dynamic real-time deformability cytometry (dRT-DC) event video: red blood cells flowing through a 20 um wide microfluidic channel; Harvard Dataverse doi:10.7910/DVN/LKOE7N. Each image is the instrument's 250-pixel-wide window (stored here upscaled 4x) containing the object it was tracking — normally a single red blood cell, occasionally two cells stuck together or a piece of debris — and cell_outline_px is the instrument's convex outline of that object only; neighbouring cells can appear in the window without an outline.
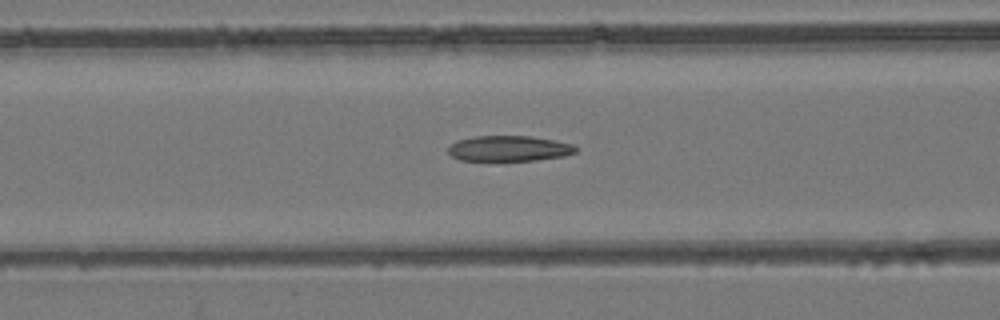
{"species": "common noctule bat (a hibernating species)", "species_latin": "Nyctalus noctula", "temperature_condition": "room temperature", "stored_images_in_passage": 55, "camera_frame_rate_fps": 3000, "um_per_image_px": 0.085, "animal": {"sex": "female", "body_mass_g": 24.6, "forearm_length_mm": 56.2}, "frame": {"image": 1, "passage_image": 23, "time_ms": 7.333, "image_size_px": [1000, 320], "cell_outline_px": [[576, 152], [564, 156], [536, 160], [460, 160], [452, 156], [448, 152], [448, 148], [456, 140], [472, 136], [532, 136], [572, 144], [576, 148]], "centroid_in_image_um": [43.24, 12.61], "position_along_channel_um": 123.4, "area_um2": 18.84}}
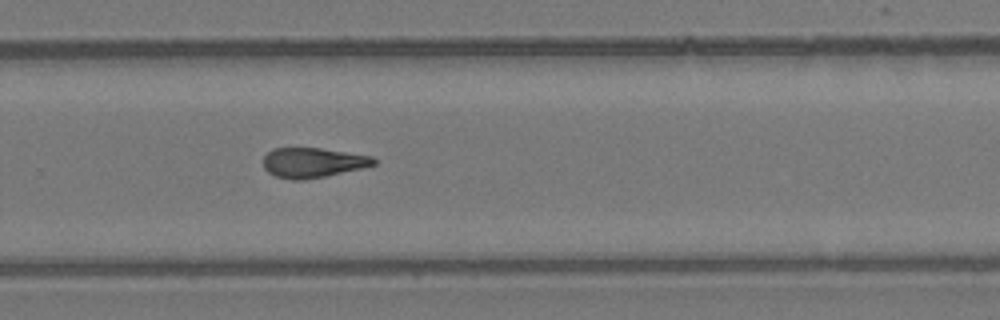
{"frame": {"image": 2, "passage_image": 37, "time_ms": 12.0, "image_size_px": [1000, 320], "cell_outline_px": [[376, 164], [364, 168], [324, 176], [300, 180], [292, 180], [276, 176], [268, 172], [264, 168], [264, 156], [272, 148], [320, 148], [372, 156], [376, 160]], "centroid_in_image_um": [26.59, 13.82], "position_along_channel_um": 303.2, "area_um2": 19.13}}
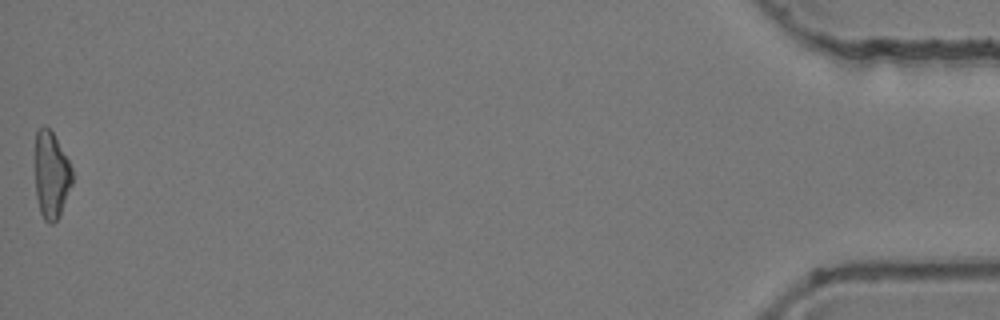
{"frame": {"image": 3, "passage_image": 55, "time_ms": 18.0, "image_size_px": [1000, 320], "cell_outline_px": [[72, 184], [60, 216], [52, 224], [48, 224], [44, 220], [40, 212], [36, 196], [36, 128], [44, 124], [52, 132], [68, 160], [72, 168]], "centroid_in_image_um": [4.36, 14.9], "position_along_channel_um": 430.8, "area_um2": 18.79}, "authors_computed_cell_mechanics": {"area_um2": 19.7676, "velocity_mm_per_s": 3.8536, "shape_relaxation_time_tau1_ms": null, "shape_relaxation_time_tau2_ms": 4.4094, "deformation_change_tau1": null, "deformation_change_tau2": 0.1359}}